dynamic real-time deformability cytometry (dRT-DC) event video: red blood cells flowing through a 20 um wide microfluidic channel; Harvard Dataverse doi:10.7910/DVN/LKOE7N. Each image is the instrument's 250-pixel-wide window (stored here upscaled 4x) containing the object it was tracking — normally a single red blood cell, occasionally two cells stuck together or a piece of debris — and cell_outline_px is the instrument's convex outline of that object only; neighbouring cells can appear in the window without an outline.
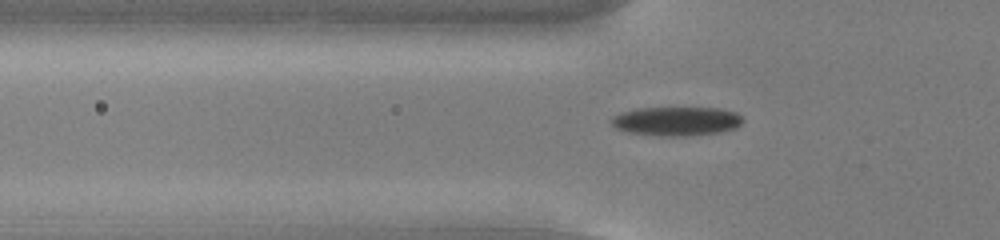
{"species": "common noctule bat (a hibernating species)", "species_latin": "Nyctalus noctula", "temperature_condition": "cold", "stored_images_in_passage": 45, "camera_frame_rate_fps": 3000, "um_per_image_px": 0.085, "animal": {"sex": "male", "body_mass_g": 13.0, "forearm_length_mm": 53.1}, "frame": {"image": 1, "passage_image": 9, "time_ms": 2.667, "image_size_px": [1000, 240], "cell_outline_px": [[744, 120], [736, 128], [720, 132], [688, 136], [660, 136], [632, 132], [616, 128], [612, 124], [612, 116], [620, 112], [640, 108], [720, 108], [736, 112]], "centroid_in_image_um": [57.53, 10.3], "position_along_channel_um": 68.3, "area_um2": 22.14}}
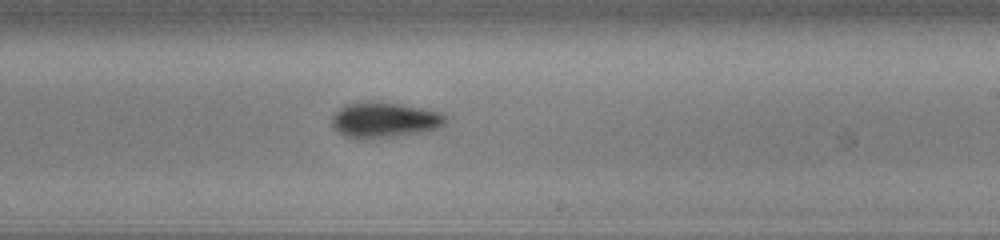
{"frame": {"image": 2, "passage_image": 24, "time_ms": 7.667, "image_size_px": [1000, 240], "cell_outline_px": [[448, 116], [444, 124], [440, 128], [420, 132], [392, 136], [360, 140], [344, 136], [336, 132], [332, 124], [332, 116], [344, 104], [364, 100], [380, 100], [440, 112]], "centroid_in_image_um": [32.63, 10.18], "position_along_channel_um": 256.4, "area_um2": 23.93}}
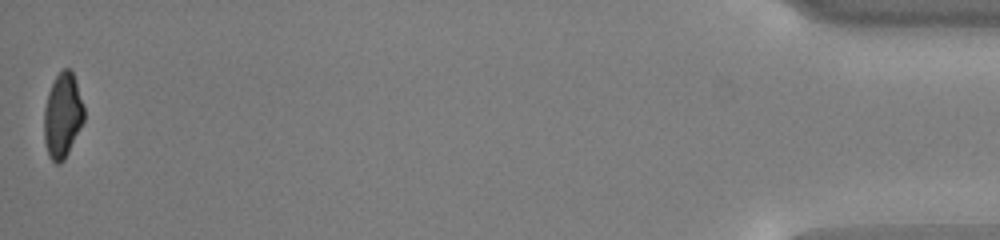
{"frame": {"image": 3, "passage_image": 45, "time_ms": 14.667, "image_size_px": [1000, 240], "cell_outline_px": [[84, 120], [64, 160], [60, 164], [56, 164], [48, 156], [44, 140], [44, 108], [48, 92], [56, 76], [64, 68], [68, 68], [72, 72], [84, 104]], "centroid_in_image_um": [5.31, 9.84], "position_along_channel_um": 429.9, "area_um2": 19.65}, "authors_computed_cell_mechanics": {"area_um2": 22.0218, "velocity_mm_per_s": 3.7787, "shape_relaxation_time_tau1_ms": 2.6616, "shape_relaxation_time_tau2_ms": null, "deformation_change_tau1": 0.114, "deformation_change_tau2": null}}